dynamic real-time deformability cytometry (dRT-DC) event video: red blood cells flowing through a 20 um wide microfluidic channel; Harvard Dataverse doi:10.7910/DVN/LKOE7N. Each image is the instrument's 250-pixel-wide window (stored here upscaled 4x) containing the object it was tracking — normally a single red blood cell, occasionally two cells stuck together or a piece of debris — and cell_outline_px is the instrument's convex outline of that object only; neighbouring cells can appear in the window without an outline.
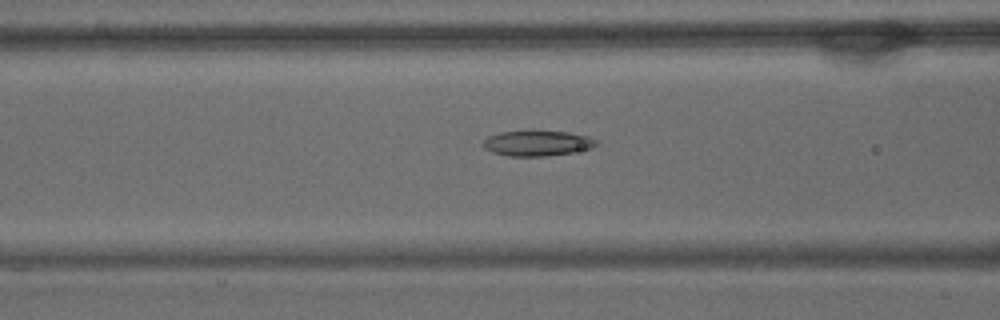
{"species": "common noctule bat (a hibernating species)", "species_latin": "Nyctalus noctula", "temperature_condition": "warm", "stored_images_in_passage": 53, "camera_frame_rate_fps": 3000, "um_per_image_px": 0.085, "animal": {"sex": "male", "body_mass_g": 15.6}, "frame": {"image": 1, "passage_image": 18, "time_ms": 5.667, "image_size_px": [1000, 320], "cell_outline_px": [[600, 144], [592, 148], [572, 152], [548, 156], [508, 156], [492, 152], [484, 148], [484, 140], [488, 136], [500, 132], [524, 128], [568, 132], [588, 136], [596, 140]], "centroid_in_image_um": [45.66, 12.13], "position_along_channel_um": 120.9, "area_um2": 17.46}}
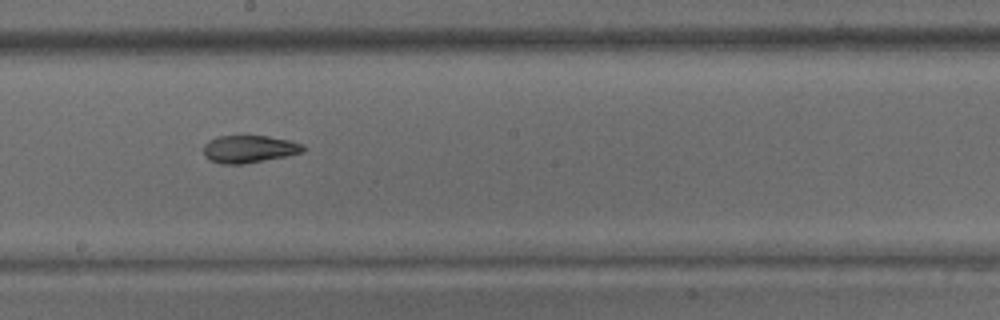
{"frame": {"image": 2, "passage_image": 27, "time_ms": 8.667, "image_size_px": [1000, 320], "cell_outline_px": [[304, 148], [300, 152], [284, 156], [244, 164], [220, 164], [208, 160], [204, 156], [204, 144], [208, 140], [216, 136], [268, 136], [288, 140], [304, 144]], "centroid_in_image_um": [21.1, 12.67], "position_along_channel_um": 227.1, "area_um2": 15.9}}
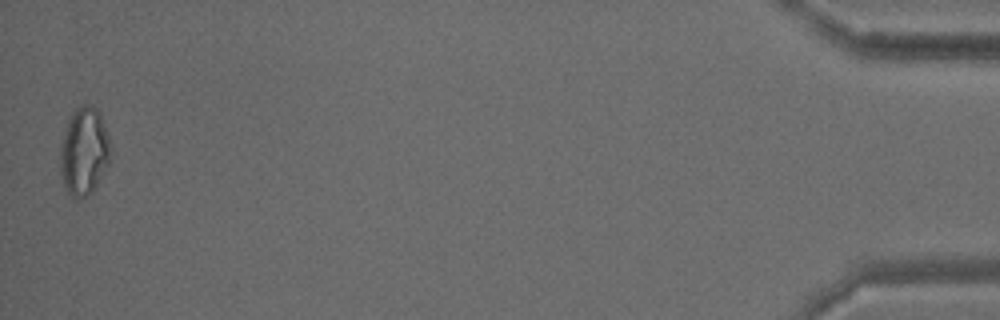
{"frame": {"image": 3, "passage_image": 52, "time_ms": 17.0, "image_size_px": [1000, 320], "cell_outline_px": [[108, 164], [92, 192], [80, 200], [72, 200], [64, 184], [60, 172], [60, 144], [68, 120], [72, 112], [80, 104], [88, 104], [96, 108], [100, 112], [108, 136]], "centroid_in_image_um": [7.1, 12.87], "position_along_channel_um": 428.1, "area_um2": 25.66}, "authors_computed_cell_mechanics": {"area_um2": 18.7272, "velocity_mm_per_s": 3.5421, "shape_relaxation_time_tau1_ms": null, "shape_relaxation_time_tau2_ms": 6.7761, "deformation_change_tau1": null, "deformation_change_tau2": 0.1683}}